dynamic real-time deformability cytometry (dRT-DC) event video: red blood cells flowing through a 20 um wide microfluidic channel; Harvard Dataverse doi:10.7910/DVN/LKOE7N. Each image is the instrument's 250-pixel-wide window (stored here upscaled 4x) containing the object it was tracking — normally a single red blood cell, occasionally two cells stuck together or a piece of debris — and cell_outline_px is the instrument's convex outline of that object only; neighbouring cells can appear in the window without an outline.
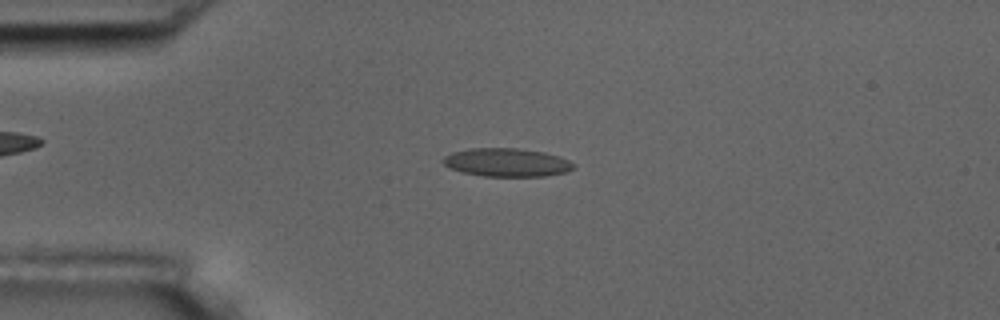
{"species": "common noctule bat (a hibernating species)", "species_latin": "Nyctalus noctula", "temperature_condition": "room temperature", "stored_images_in_passage": 54, "camera_frame_rate_fps": 3000, "um_per_image_px": 0.085, "animal": {"sex": "male", "body_mass_g": 17.5, "forearm_length_mm": 52.3}, "frame": {"image": 1, "passage_image": 13, "time_ms": 4.0, "image_size_px": [1000, 320], "cell_outline_px": [[576, 164], [572, 168], [564, 172], [544, 176], [484, 176], [460, 172], [448, 168], [440, 160], [444, 156], [452, 152], [468, 148], [516, 148], [544, 152], [560, 156]], "centroid_in_image_um": [43.02, 13.8], "position_along_channel_um": 42.0, "area_um2": 21.68}}
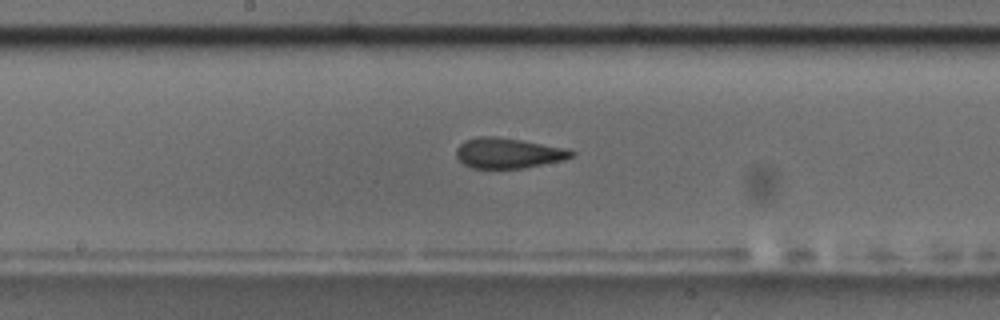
{"frame": {"image": 2, "passage_image": 28, "time_ms": 9.0, "image_size_px": [1000, 320], "cell_outline_px": [[576, 152], [572, 156], [564, 160], [524, 168], [472, 168], [464, 164], [456, 156], [456, 148], [464, 140], [480, 136], [492, 136], [520, 140], [568, 148]], "centroid_in_image_um": [43.2, 13.01], "position_along_channel_um": 205.0, "area_um2": 20.35}}
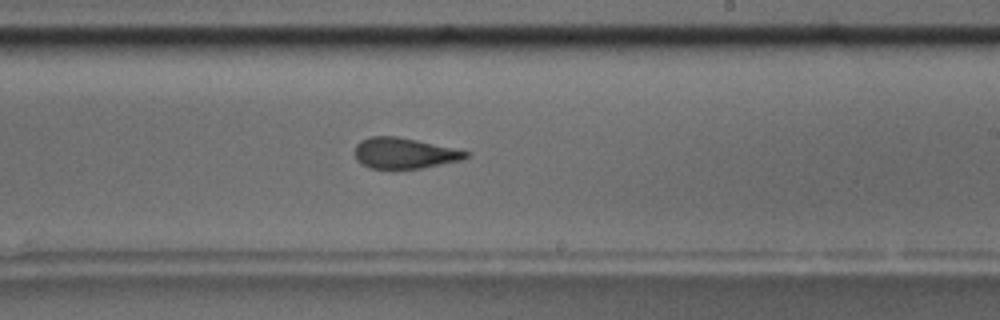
{"frame": {"image": 3, "passage_image": 32, "time_ms": 10.333, "image_size_px": [1000, 320], "cell_outline_px": [[468, 156], [464, 160], [420, 168], [368, 168], [360, 164], [356, 160], [356, 144], [360, 140], [368, 136], [396, 136], [416, 140], [452, 148], [468, 152]], "centroid_in_image_um": [34.32, 13.02], "position_along_channel_um": 254.7, "area_um2": 19.77}, "authors_computed_cell_mechanics": {"area_um2": 20.7791, "velocity_mm_per_s": 3.736, "shape_relaxation_time_tau1_ms": null, "shape_relaxation_time_tau2_ms": 2.1892, "deformation_change_tau1": null, "deformation_change_tau2": 0.0828}}